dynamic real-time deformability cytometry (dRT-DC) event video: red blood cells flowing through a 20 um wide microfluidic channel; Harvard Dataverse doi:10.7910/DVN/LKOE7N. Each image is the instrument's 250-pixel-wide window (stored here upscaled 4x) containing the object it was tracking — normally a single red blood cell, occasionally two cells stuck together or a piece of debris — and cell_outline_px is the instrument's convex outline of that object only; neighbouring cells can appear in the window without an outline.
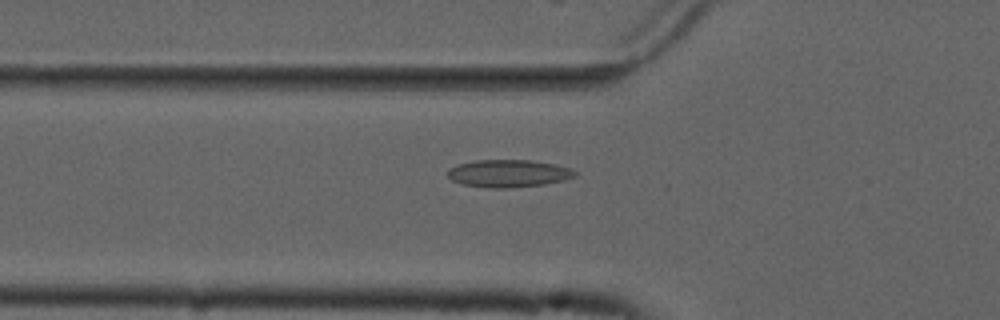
{"species": "common noctule bat (a hibernating species)", "species_latin": "Nyctalus noctula", "temperature_condition": "cold", "stored_images_in_passage": 54, "camera_frame_rate_fps": 3000, "um_per_image_px": 0.085, "animal": {"sex": "male", "forearm_length_mm": 52.5}, "frame": {"image": 1, "passage_image": 19, "time_ms": 6.0, "image_size_px": [1000, 320], "cell_outline_px": [[576, 176], [564, 180], [544, 184], [504, 188], [488, 188], [460, 184], [452, 180], [448, 176], [448, 168], [460, 164], [476, 160], [532, 160], [556, 164], [568, 168], [576, 172]], "centroid_in_image_um": [43.2, 14.74], "position_along_channel_um": 82.6, "area_um2": 20.35}}
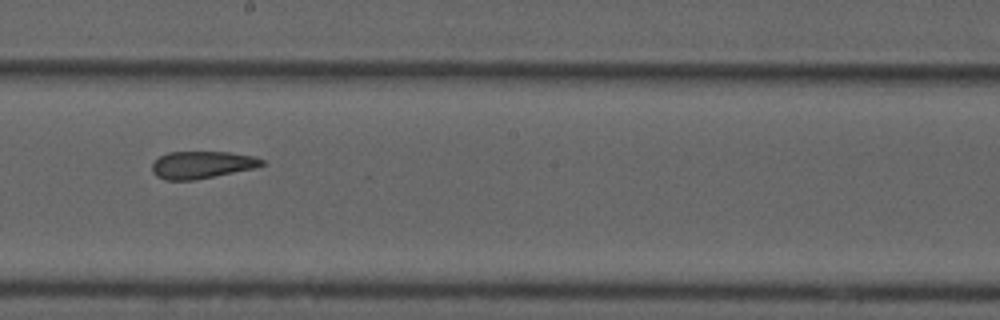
{"frame": {"image": 2, "passage_image": 31, "time_ms": 10.0, "image_size_px": [1000, 320], "cell_outline_px": [[268, 164], [256, 168], [196, 180], [164, 180], [156, 176], [152, 172], [152, 164], [160, 156], [168, 152], [232, 152], [252, 156], [264, 160]], "centroid_in_image_um": [17.19, 14.01], "position_along_channel_um": 231.0, "area_um2": 17.69}}
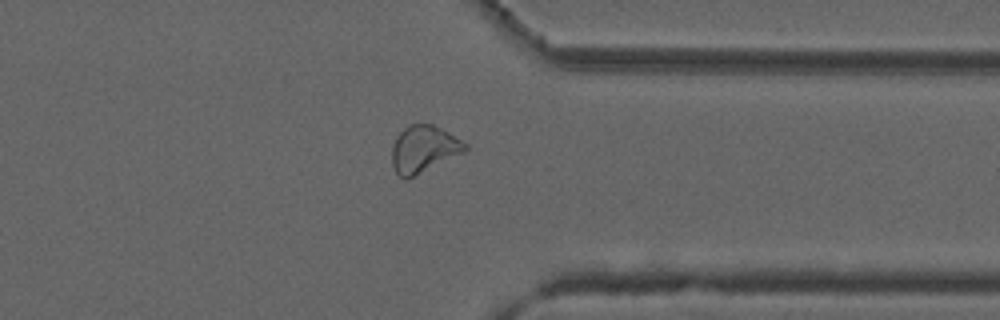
{"frame": {"image": 3, "passage_image": 43, "time_ms": 14.0, "image_size_px": [1000, 320], "cell_outline_px": [[468, 148], [464, 152], [404, 180], [396, 172], [392, 164], [392, 148], [396, 136], [408, 124], [432, 124], [448, 132], [468, 144]], "centroid_in_image_um": [36.0, 12.65], "position_along_channel_um": 375.4, "area_um2": 19.71}, "authors_computed_cell_mechanics": {"area_um2": 20.1144, "velocity_mm_per_s": 3.6916, "shape_relaxation_time_tau1_ms": null, "shape_relaxation_time_tau2_ms": 2.7378, "deformation_change_tau1": null, "deformation_change_tau2": 0.0947}}